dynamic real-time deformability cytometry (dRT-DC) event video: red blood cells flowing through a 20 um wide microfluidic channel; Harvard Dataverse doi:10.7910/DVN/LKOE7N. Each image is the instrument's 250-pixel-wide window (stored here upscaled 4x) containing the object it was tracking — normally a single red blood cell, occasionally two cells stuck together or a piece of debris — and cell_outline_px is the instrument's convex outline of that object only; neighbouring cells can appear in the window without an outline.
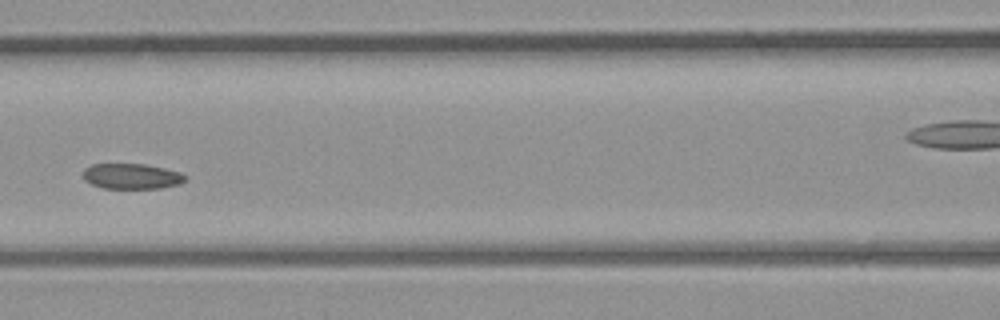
{"species": "common noctule bat (a hibernating species)", "species_latin": "Nyctalus noctula", "temperature_condition": "room temperature", "stored_images_in_passage": 6, "camera_frame_rate_fps": 3000, "um_per_image_px": 0.085, "animal": {"sex": "male", "body_mass_g": 23.1, "forearm_length_mm": 52.7}, "frame": {"image": 1, "passage_image": 5, "time_ms": 5.333, "image_size_px": [1000, 320], "cell_outline_px": [[188, 180], [180, 184], [160, 188], [104, 188], [92, 184], [84, 180], [84, 168], [92, 164], [144, 164], [164, 168], [180, 172], [188, 176]], "centroid_in_image_um": [11.24, 14.98], "position_along_channel_um": 155.4, "area_um2": 15.2}}